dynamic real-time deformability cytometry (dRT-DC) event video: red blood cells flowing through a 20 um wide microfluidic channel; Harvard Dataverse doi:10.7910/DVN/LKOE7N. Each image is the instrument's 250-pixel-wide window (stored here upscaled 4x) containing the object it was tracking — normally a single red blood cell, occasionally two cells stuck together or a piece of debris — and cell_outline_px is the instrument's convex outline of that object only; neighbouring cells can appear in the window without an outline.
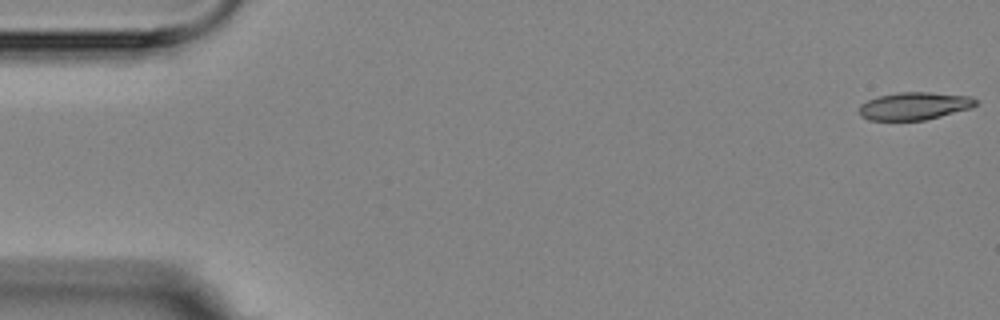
{"species": "Egyptian fruit bat (a non-hibernating species)", "species_latin": "Rousettus aegyptiacus", "temperature_condition": "room temperature", "stored_images_in_passage": 4, "camera_frame_rate_fps": 3000, "um_per_image_px": 0.085, "animal": {"sex": "female"}, "frame": {"image": 1, "passage_image": 1, "time_ms": 0.0, "image_size_px": [1000, 320], "cell_outline_px": [[976, 104], [972, 108], [924, 120], [868, 120], [860, 116], [860, 104], [868, 100], [880, 96], [900, 92], [928, 92], [968, 96], [976, 100]], "centroid_in_image_um": [77.7, 9.01], "position_along_channel_um": 7.3, "area_um2": 18.55}}